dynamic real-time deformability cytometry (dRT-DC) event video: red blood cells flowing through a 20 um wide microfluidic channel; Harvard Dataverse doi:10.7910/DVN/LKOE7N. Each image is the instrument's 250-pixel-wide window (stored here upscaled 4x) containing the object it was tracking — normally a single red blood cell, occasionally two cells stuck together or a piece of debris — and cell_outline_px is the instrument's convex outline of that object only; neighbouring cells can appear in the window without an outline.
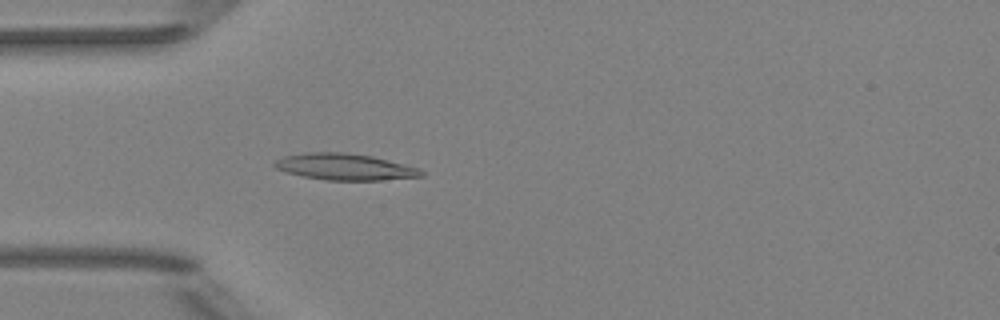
{"species": "Egyptian fruit bat (a non-hibernating species)", "species_latin": "Rousettus aegyptiacus", "temperature_condition": "room temperature", "stored_images_in_passage": 51, "camera_frame_rate_fps": 3000, "um_per_image_px": 0.085, "animal": {"sex": "female"}, "frame": {"image": 1, "passage_image": 15, "time_ms": 4.667, "image_size_px": [1000, 320], "cell_outline_px": [[424, 176], [380, 180], [328, 180], [304, 176], [284, 172], [276, 168], [272, 164], [276, 160], [284, 156], [304, 152], [344, 152], [372, 156], [404, 164], [416, 168], [424, 172]], "centroid_in_image_um": [29.27, 14.17], "position_along_channel_um": 55.7, "area_um2": 22.48}}
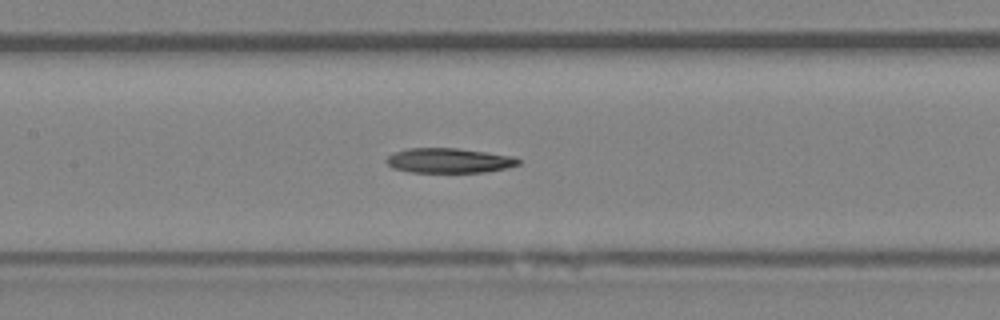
{"frame": {"image": 2, "passage_image": 24, "time_ms": 7.667, "image_size_px": [1000, 320], "cell_outline_px": [[520, 164], [508, 168], [488, 172], [408, 172], [392, 168], [384, 160], [388, 156], [396, 152], [408, 148], [456, 148], [512, 156], [520, 160]], "centroid_in_image_um": [38.16, 13.65], "position_along_channel_um": 169.2, "area_um2": 19.07}}
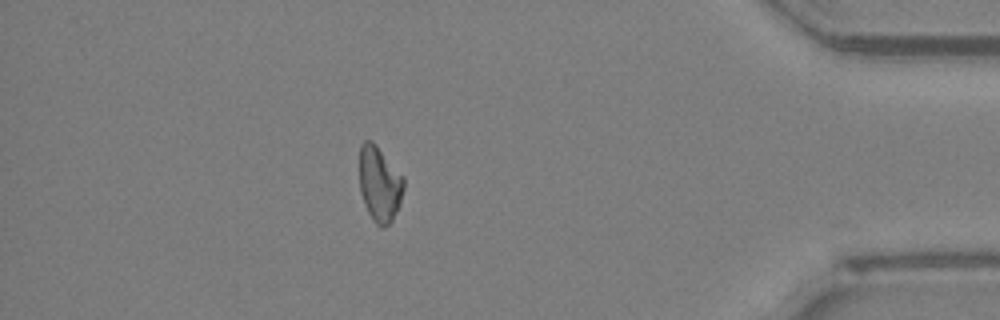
{"frame": {"image": 3, "passage_image": 45, "time_ms": 14.667, "image_size_px": [1000, 320], "cell_outline_px": [[404, 188], [400, 204], [392, 220], [384, 228], [380, 228], [372, 220], [364, 204], [360, 192], [360, 144], [364, 140], [372, 140], [376, 144], [404, 176]], "centroid_in_image_um": [32.27, 15.64], "position_along_channel_um": 402.9, "area_um2": 19.71}, "authors_computed_cell_mechanics": {"area_um2": 19.941, "velocity_mm_per_s": 3.9693, "shape_relaxation_time_tau1_ms": null, "shape_relaxation_time_tau2_ms": 5.4865, "deformation_change_tau1": null, "deformation_change_tau2": 0.1384}}